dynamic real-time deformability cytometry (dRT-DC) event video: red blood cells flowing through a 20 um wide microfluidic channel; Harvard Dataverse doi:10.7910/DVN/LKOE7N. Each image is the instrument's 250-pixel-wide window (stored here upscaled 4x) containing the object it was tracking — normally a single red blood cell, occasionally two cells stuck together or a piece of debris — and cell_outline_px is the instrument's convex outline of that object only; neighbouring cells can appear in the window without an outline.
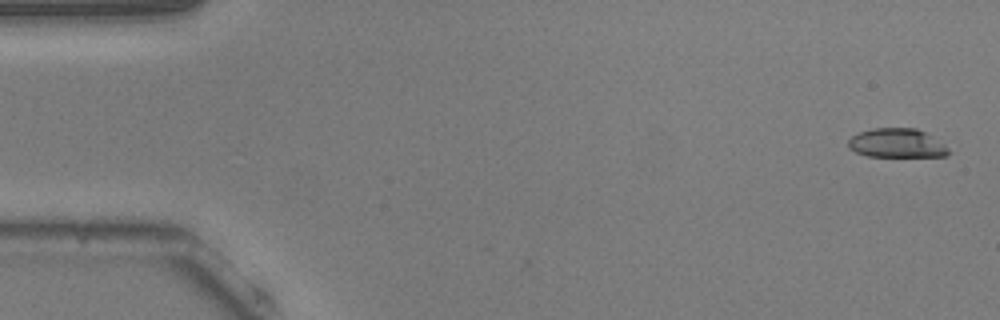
{"species": "common noctule bat (a hibernating species)", "species_latin": "Nyctalus noctula", "temperature_condition": "warm", "stored_images_in_passage": 41, "camera_frame_rate_fps": 3000, "um_per_image_px": 0.085, "animal": {"sex": "male", "body_mass_g": 20.5, "forearm_length_mm": 52.5}, "frame": {"image": 1, "passage_image": 1, "time_ms": 0.0, "image_size_px": [1000, 320], "cell_outline_px": [[948, 152], [944, 156], [868, 156], [856, 152], [848, 148], [848, 140], [852, 136], [860, 132], [872, 128], [916, 128], [924, 132], [944, 144], [948, 148]], "centroid_in_image_um": [76.19, 12.16], "position_along_channel_um": 8.8, "area_um2": 16.76}}
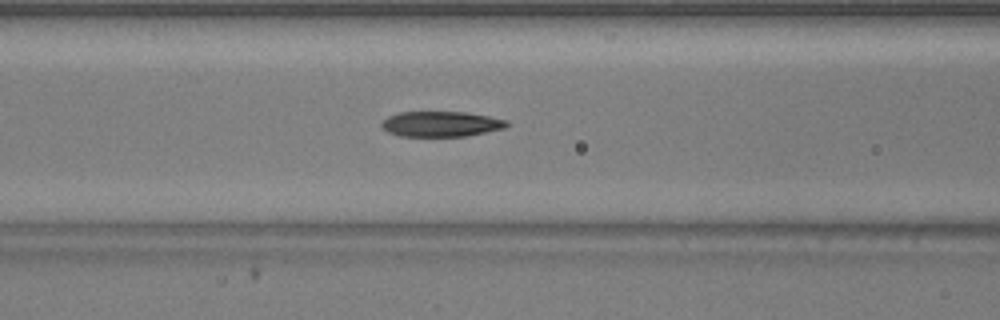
{"frame": {"image": 2, "passage_image": 21, "time_ms": 6.667, "image_size_px": [1000, 320], "cell_outline_px": [[508, 124], [504, 128], [468, 136], [400, 136], [388, 132], [380, 124], [388, 116], [400, 112], [464, 112], [488, 116], [508, 120]], "centroid_in_image_um": [37.49, 10.54], "position_along_channel_um": 129.1, "area_um2": 18.38}}
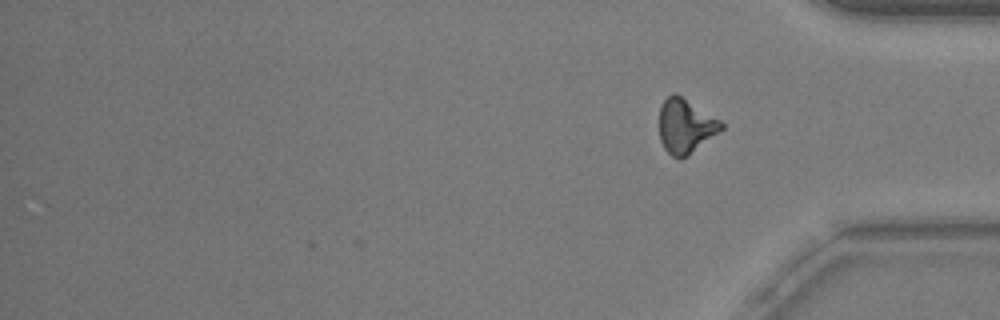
{"frame": {"image": 3, "passage_image": 41, "time_ms": 13.333, "image_size_px": [1000, 320], "cell_outline_px": [[724, 128], [688, 156], [680, 160], [672, 156], [664, 148], [660, 140], [660, 108], [664, 100], [672, 92], [676, 92], [720, 120], [724, 124]], "centroid_in_image_um": [58.27, 10.72], "position_along_channel_um": 376.9, "area_um2": 19.71}, "authors_computed_cell_mechanics": {"area_um2": 19.0162, "velocity_mm_per_s": 3.8007, "shape_relaxation_time_tau1_ms": 3.6871, "shape_relaxation_time_tau2_ms": 3.1018, "deformation_change_tau1": 0.1536, "deformation_change_tau2": 0.1322}}